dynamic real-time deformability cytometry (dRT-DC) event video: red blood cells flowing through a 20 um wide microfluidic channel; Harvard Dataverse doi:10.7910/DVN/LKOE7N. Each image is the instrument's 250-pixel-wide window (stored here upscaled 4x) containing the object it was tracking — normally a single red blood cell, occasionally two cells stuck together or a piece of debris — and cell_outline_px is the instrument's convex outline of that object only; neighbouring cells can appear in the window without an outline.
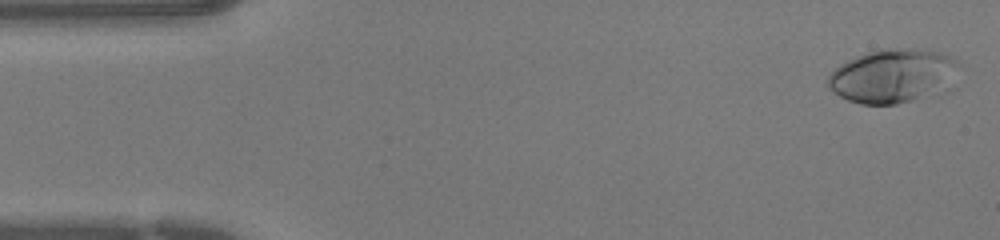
{"species": "human", "species_latin": "Homo sapiens", "temperature_condition": "warm", "stored_images_in_passage": 43, "camera_frame_rate_fps": 3000, "um_per_image_px": 0.085, "donor": {"sex": "female"}, "frame": {"image": 1, "passage_image": 1, "time_ms": 0.0, "image_size_px": [1000, 240], "cell_outline_px": [[960, 64], [912, 100], [896, 104], [860, 104], [848, 100], [840, 96], [828, 88], [828, 76], [840, 64], [856, 56], [868, 52], [904, 48], [912, 48], [940, 52], [952, 56], [960, 60]], "centroid_in_image_um": [75.64, 6.4], "position_along_channel_um": 9.4, "area_um2": 38.15}}
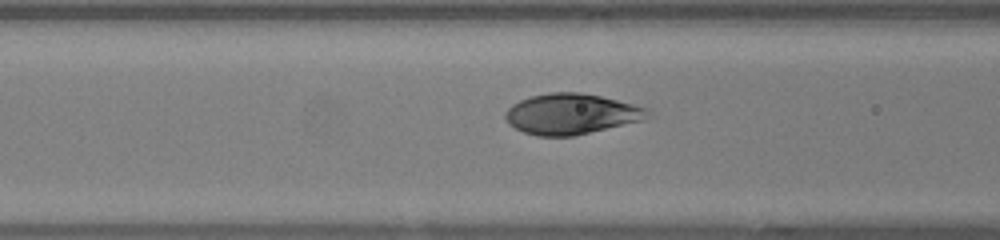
{"frame": {"image": 2, "passage_image": 16, "time_ms": 5.0, "image_size_px": [1000, 240], "cell_outline_px": [[656, 116], [640, 120], [572, 136], [536, 136], [524, 132], [508, 124], [504, 116], [504, 112], [512, 104], [520, 100], [532, 96], [548, 92], [580, 92], [600, 96], [648, 108]], "centroid_in_image_um": [48.54, 9.68], "position_along_channel_um": 118.1, "area_um2": 33.58}}
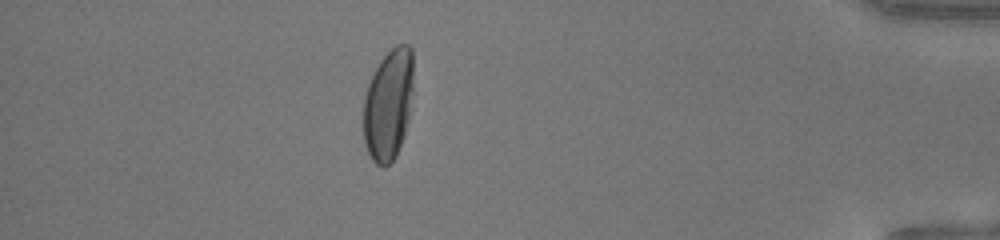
{"frame": {"image": 3, "passage_image": 38, "time_ms": 12.333, "image_size_px": [1000, 240], "cell_outline_px": [[412, 108], [404, 136], [396, 156], [384, 168], [376, 164], [372, 160], [364, 144], [364, 96], [368, 84], [380, 60], [396, 44], [408, 44], [412, 48]], "centroid_in_image_um": [33.02, 8.9], "position_along_channel_um": 402.2, "area_um2": 32.6}}